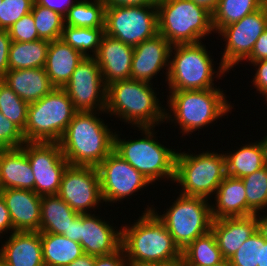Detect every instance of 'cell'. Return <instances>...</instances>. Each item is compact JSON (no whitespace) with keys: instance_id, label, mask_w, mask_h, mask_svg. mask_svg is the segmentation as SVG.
I'll list each match as a JSON object with an SVG mask.
<instances>
[{"instance_id":"6da1fadb","label":"cell","mask_w":267,"mask_h":266,"mask_svg":"<svg viewBox=\"0 0 267 266\" xmlns=\"http://www.w3.org/2000/svg\"><path fill=\"white\" fill-rule=\"evenodd\" d=\"M100 113L106 112L77 111L68 124L59 145L69 165L97 167L113 151L115 130Z\"/></svg>"},{"instance_id":"7a4b0ae2","label":"cell","mask_w":267,"mask_h":266,"mask_svg":"<svg viewBox=\"0 0 267 266\" xmlns=\"http://www.w3.org/2000/svg\"><path fill=\"white\" fill-rule=\"evenodd\" d=\"M153 83L122 80L107 86L106 114L134 127H156L165 122L163 108ZM156 124V125H155Z\"/></svg>"},{"instance_id":"3957f363","label":"cell","mask_w":267,"mask_h":266,"mask_svg":"<svg viewBox=\"0 0 267 266\" xmlns=\"http://www.w3.org/2000/svg\"><path fill=\"white\" fill-rule=\"evenodd\" d=\"M152 207L153 205H147L133 224L121 226V247L127 260L160 265L182 255V251L174 243L165 224L152 211Z\"/></svg>"},{"instance_id":"277c9868","label":"cell","mask_w":267,"mask_h":266,"mask_svg":"<svg viewBox=\"0 0 267 266\" xmlns=\"http://www.w3.org/2000/svg\"><path fill=\"white\" fill-rule=\"evenodd\" d=\"M223 91L225 90L219 87L206 90L168 91L171 95H167L169 110L165 109V122L177 123L183 136L192 135L194 131L208 127L233 109Z\"/></svg>"},{"instance_id":"5b68a950","label":"cell","mask_w":267,"mask_h":266,"mask_svg":"<svg viewBox=\"0 0 267 266\" xmlns=\"http://www.w3.org/2000/svg\"><path fill=\"white\" fill-rule=\"evenodd\" d=\"M207 50L202 42L178 44L171 47L166 81L169 91L217 88L216 85L213 86L214 78L221 79L229 71L222 62H219L218 69L215 71L214 59L209 56L211 53Z\"/></svg>"},{"instance_id":"8992f818","label":"cell","mask_w":267,"mask_h":266,"mask_svg":"<svg viewBox=\"0 0 267 266\" xmlns=\"http://www.w3.org/2000/svg\"><path fill=\"white\" fill-rule=\"evenodd\" d=\"M155 127H138L143 138L121 139L119 134H114L113 151L133 168L139 171L151 185L161 178L174 181L176 155L175 149H170L154 136Z\"/></svg>"},{"instance_id":"52a82bcc","label":"cell","mask_w":267,"mask_h":266,"mask_svg":"<svg viewBox=\"0 0 267 266\" xmlns=\"http://www.w3.org/2000/svg\"><path fill=\"white\" fill-rule=\"evenodd\" d=\"M158 33L172 46L203 42L215 33L212 13L192 0H158Z\"/></svg>"},{"instance_id":"ba28073f","label":"cell","mask_w":267,"mask_h":266,"mask_svg":"<svg viewBox=\"0 0 267 266\" xmlns=\"http://www.w3.org/2000/svg\"><path fill=\"white\" fill-rule=\"evenodd\" d=\"M73 103L62 88H54L28 105L23 133L26 142H59L74 114Z\"/></svg>"},{"instance_id":"9c48e42d","label":"cell","mask_w":267,"mask_h":266,"mask_svg":"<svg viewBox=\"0 0 267 266\" xmlns=\"http://www.w3.org/2000/svg\"><path fill=\"white\" fill-rule=\"evenodd\" d=\"M226 176L225 155L203 151L198 154L178 152L174 182L181 185L180 194L201 196L209 200Z\"/></svg>"},{"instance_id":"30bf717a","label":"cell","mask_w":267,"mask_h":266,"mask_svg":"<svg viewBox=\"0 0 267 266\" xmlns=\"http://www.w3.org/2000/svg\"><path fill=\"white\" fill-rule=\"evenodd\" d=\"M211 200L201 196H179L172 205L158 214L156 208L152 211L165 224L174 243L182 251L196 238L211 230L213 221L211 215Z\"/></svg>"},{"instance_id":"8fae6325","label":"cell","mask_w":267,"mask_h":266,"mask_svg":"<svg viewBox=\"0 0 267 266\" xmlns=\"http://www.w3.org/2000/svg\"><path fill=\"white\" fill-rule=\"evenodd\" d=\"M104 32L135 47L158 34L157 5L107 6Z\"/></svg>"},{"instance_id":"7c38bea8","label":"cell","mask_w":267,"mask_h":266,"mask_svg":"<svg viewBox=\"0 0 267 266\" xmlns=\"http://www.w3.org/2000/svg\"><path fill=\"white\" fill-rule=\"evenodd\" d=\"M266 27L267 4L218 32V36H222L223 41H226L220 62L228 71L233 70V67L251 54L254 44Z\"/></svg>"},{"instance_id":"4fadbf2b","label":"cell","mask_w":267,"mask_h":266,"mask_svg":"<svg viewBox=\"0 0 267 266\" xmlns=\"http://www.w3.org/2000/svg\"><path fill=\"white\" fill-rule=\"evenodd\" d=\"M22 148L35 176V193L57 195L63 173L69 165L59 142H25Z\"/></svg>"},{"instance_id":"5bb4252c","label":"cell","mask_w":267,"mask_h":266,"mask_svg":"<svg viewBox=\"0 0 267 266\" xmlns=\"http://www.w3.org/2000/svg\"><path fill=\"white\" fill-rule=\"evenodd\" d=\"M76 111H105L107 87L96 58L84 57L62 88Z\"/></svg>"},{"instance_id":"9a60e30c","label":"cell","mask_w":267,"mask_h":266,"mask_svg":"<svg viewBox=\"0 0 267 266\" xmlns=\"http://www.w3.org/2000/svg\"><path fill=\"white\" fill-rule=\"evenodd\" d=\"M103 202H122L151 184L139 171L112 151L97 167ZM125 198V199H124ZM108 202V203H106Z\"/></svg>"},{"instance_id":"2e32d148","label":"cell","mask_w":267,"mask_h":266,"mask_svg":"<svg viewBox=\"0 0 267 266\" xmlns=\"http://www.w3.org/2000/svg\"><path fill=\"white\" fill-rule=\"evenodd\" d=\"M57 195L79 214L91 213V209L94 211L103 203L97 168L68 165Z\"/></svg>"},{"instance_id":"e0dca14e","label":"cell","mask_w":267,"mask_h":266,"mask_svg":"<svg viewBox=\"0 0 267 266\" xmlns=\"http://www.w3.org/2000/svg\"><path fill=\"white\" fill-rule=\"evenodd\" d=\"M171 47L172 45L159 33L136 45L132 58L131 79L152 83L153 77L156 78L164 68L166 82Z\"/></svg>"},{"instance_id":"ac0fdd59","label":"cell","mask_w":267,"mask_h":266,"mask_svg":"<svg viewBox=\"0 0 267 266\" xmlns=\"http://www.w3.org/2000/svg\"><path fill=\"white\" fill-rule=\"evenodd\" d=\"M100 217L91 213L80 214V244L85 254L105 256L121 248L122 230Z\"/></svg>"},{"instance_id":"d6986e66","label":"cell","mask_w":267,"mask_h":266,"mask_svg":"<svg viewBox=\"0 0 267 266\" xmlns=\"http://www.w3.org/2000/svg\"><path fill=\"white\" fill-rule=\"evenodd\" d=\"M134 47L120 40L103 35L96 58L105 86L131 79Z\"/></svg>"},{"instance_id":"ffe728a7","label":"cell","mask_w":267,"mask_h":266,"mask_svg":"<svg viewBox=\"0 0 267 266\" xmlns=\"http://www.w3.org/2000/svg\"><path fill=\"white\" fill-rule=\"evenodd\" d=\"M0 247L4 266H45L39 231H15Z\"/></svg>"},{"instance_id":"44dd1931","label":"cell","mask_w":267,"mask_h":266,"mask_svg":"<svg viewBox=\"0 0 267 266\" xmlns=\"http://www.w3.org/2000/svg\"><path fill=\"white\" fill-rule=\"evenodd\" d=\"M15 231H39L41 197L34 191L7 188L0 190Z\"/></svg>"},{"instance_id":"7402d4cb","label":"cell","mask_w":267,"mask_h":266,"mask_svg":"<svg viewBox=\"0 0 267 266\" xmlns=\"http://www.w3.org/2000/svg\"><path fill=\"white\" fill-rule=\"evenodd\" d=\"M256 230V214L246 217H225L213 220L211 224V231L225 259L235 254Z\"/></svg>"},{"instance_id":"603a6c76","label":"cell","mask_w":267,"mask_h":266,"mask_svg":"<svg viewBox=\"0 0 267 266\" xmlns=\"http://www.w3.org/2000/svg\"><path fill=\"white\" fill-rule=\"evenodd\" d=\"M7 188L35 192V176L22 147L0 150V190Z\"/></svg>"},{"instance_id":"cb8c5ba5","label":"cell","mask_w":267,"mask_h":266,"mask_svg":"<svg viewBox=\"0 0 267 266\" xmlns=\"http://www.w3.org/2000/svg\"><path fill=\"white\" fill-rule=\"evenodd\" d=\"M215 194V204H211L213 220L248 216L246 191L241 178L226 175Z\"/></svg>"},{"instance_id":"d4e9b609","label":"cell","mask_w":267,"mask_h":266,"mask_svg":"<svg viewBox=\"0 0 267 266\" xmlns=\"http://www.w3.org/2000/svg\"><path fill=\"white\" fill-rule=\"evenodd\" d=\"M84 56L62 39L50 41L44 69L55 88H63Z\"/></svg>"},{"instance_id":"484cf974","label":"cell","mask_w":267,"mask_h":266,"mask_svg":"<svg viewBox=\"0 0 267 266\" xmlns=\"http://www.w3.org/2000/svg\"><path fill=\"white\" fill-rule=\"evenodd\" d=\"M2 81L28 104L38 101L55 88L44 68L9 70Z\"/></svg>"},{"instance_id":"4316f807","label":"cell","mask_w":267,"mask_h":266,"mask_svg":"<svg viewBox=\"0 0 267 266\" xmlns=\"http://www.w3.org/2000/svg\"><path fill=\"white\" fill-rule=\"evenodd\" d=\"M242 145L240 148L233 150L234 152L227 151V153H224L227 176L243 178L267 165L266 151L262 139Z\"/></svg>"},{"instance_id":"83f0119b","label":"cell","mask_w":267,"mask_h":266,"mask_svg":"<svg viewBox=\"0 0 267 266\" xmlns=\"http://www.w3.org/2000/svg\"><path fill=\"white\" fill-rule=\"evenodd\" d=\"M79 215L58 195L41 197L39 232L63 235L71 222Z\"/></svg>"},{"instance_id":"f1b7e54d","label":"cell","mask_w":267,"mask_h":266,"mask_svg":"<svg viewBox=\"0 0 267 266\" xmlns=\"http://www.w3.org/2000/svg\"><path fill=\"white\" fill-rule=\"evenodd\" d=\"M45 266H66L84 254L80 243L66 236L40 232Z\"/></svg>"},{"instance_id":"f546056e","label":"cell","mask_w":267,"mask_h":266,"mask_svg":"<svg viewBox=\"0 0 267 266\" xmlns=\"http://www.w3.org/2000/svg\"><path fill=\"white\" fill-rule=\"evenodd\" d=\"M50 41L38 39L32 42L12 41L9 50V70L44 68Z\"/></svg>"},{"instance_id":"4dcf8cb0","label":"cell","mask_w":267,"mask_h":266,"mask_svg":"<svg viewBox=\"0 0 267 266\" xmlns=\"http://www.w3.org/2000/svg\"><path fill=\"white\" fill-rule=\"evenodd\" d=\"M105 8L102 0H79L64 17V25L82 28L105 27Z\"/></svg>"},{"instance_id":"1f68e13d","label":"cell","mask_w":267,"mask_h":266,"mask_svg":"<svg viewBox=\"0 0 267 266\" xmlns=\"http://www.w3.org/2000/svg\"><path fill=\"white\" fill-rule=\"evenodd\" d=\"M265 3L262 0H219L212 13V24L215 33L223 27L241 20L244 16L261 9Z\"/></svg>"},{"instance_id":"d6a6232c","label":"cell","mask_w":267,"mask_h":266,"mask_svg":"<svg viewBox=\"0 0 267 266\" xmlns=\"http://www.w3.org/2000/svg\"><path fill=\"white\" fill-rule=\"evenodd\" d=\"M182 256L189 266H211L224 259L211 230L183 249Z\"/></svg>"},{"instance_id":"836d02e7","label":"cell","mask_w":267,"mask_h":266,"mask_svg":"<svg viewBox=\"0 0 267 266\" xmlns=\"http://www.w3.org/2000/svg\"><path fill=\"white\" fill-rule=\"evenodd\" d=\"M105 27L82 28L64 25L61 39L84 57H94L99 49ZM92 52V54L90 53Z\"/></svg>"},{"instance_id":"e575fe53","label":"cell","mask_w":267,"mask_h":266,"mask_svg":"<svg viewBox=\"0 0 267 266\" xmlns=\"http://www.w3.org/2000/svg\"><path fill=\"white\" fill-rule=\"evenodd\" d=\"M241 179L246 191L248 216L265 212L264 210H267V165Z\"/></svg>"},{"instance_id":"d590c367","label":"cell","mask_w":267,"mask_h":266,"mask_svg":"<svg viewBox=\"0 0 267 266\" xmlns=\"http://www.w3.org/2000/svg\"><path fill=\"white\" fill-rule=\"evenodd\" d=\"M28 105L0 80V112L22 132L27 123Z\"/></svg>"},{"instance_id":"8d00e7d4","label":"cell","mask_w":267,"mask_h":266,"mask_svg":"<svg viewBox=\"0 0 267 266\" xmlns=\"http://www.w3.org/2000/svg\"><path fill=\"white\" fill-rule=\"evenodd\" d=\"M31 13L41 39L54 41L61 39L64 17L44 6L33 3Z\"/></svg>"},{"instance_id":"74e56055","label":"cell","mask_w":267,"mask_h":266,"mask_svg":"<svg viewBox=\"0 0 267 266\" xmlns=\"http://www.w3.org/2000/svg\"><path fill=\"white\" fill-rule=\"evenodd\" d=\"M261 233L256 230L233 254L229 261L231 266L260 265Z\"/></svg>"},{"instance_id":"f35d334b","label":"cell","mask_w":267,"mask_h":266,"mask_svg":"<svg viewBox=\"0 0 267 266\" xmlns=\"http://www.w3.org/2000/svg\"><path fill=\"white\" fill-rule=\"evenodd\" d=\"M34 0H2L0 30H8L21 17L31 12Z\"/></svg>"},{"instance_id":"ab89813d","label":"cell","mask_w":267,"mask_h":266,"mask_svg":"<svg viewBox=\"0 0 267 266\" xmlns=\"http://www.w3.org/2000/svg\"><path fill=\"white\" fill-rule=\"evenodd\" d=\"M7 31L12 41L32 42L41 39L31 12L21 17Z\"/></svg>"},{"instance_id":"60d3db41","label":"cell","mask_w":267,"mask_h":266,"mask_svg":"<svg viewBox=\"0 0 267 266\" xmlns=\"http://www.w3.org/2000/svg\"><path fill=\"white\" fill-rule=\"evenodd\" d=\"M25 142L22 131L0 112V150L19 148Z\"/></svg>"},{"instance_id":"b9f144b4","label":"cell","mask_w":267,"mask_h":266,"mask_svg":"<svg viewBox=\"0 0 267 266\" xmlns=\"http://www.w3.org/2000/svg\"><path fill=\"white\" fill-rule=\"evenodd\" d=\"M256 68L255 76H253V85L256 91H259L260 95L267 96V59L258 60L255 62H251ZM256 66V67H255Z\"/></svg>"},{"instance_id":"7bdbcfd3","label":"cell","mask_w":267,"mask_h":266,"mask_svg":"<svg viewBox=\"0 0 267 266\" xmlns=\"http://www.w3.org/2000/svg\"><path fill=\"white\" fill-rule=\"evenodd\" d=\"M11 42L8 31L0 30V80H3L9 71L8 57Z\"/></svg>"},{"instance_id":"ee69618b","label":"cell","mask_w":267,"mask_h":266,"mask_svg":"<svg viewBox=\"0 0 267 266\" xmlns=\"http://www.w3.org/2000/svg\"><path fill=\"white\" fill-rule=\"evenodd\" d=\"M79 0H34V3L49 8L65 17Z\"/></svg>"},{"instance_id":"f6af8a7d","label":"cell","mask_w":267,"mask_h":266,"mask_svg":"<svg viewBox=\"0 0 267 266\" xmlns=\"http://www.w3.org/2000/svg\"><path fill=\"white\" fill-rule=\"evenodd\" d=\"M126 256L123 248L121 247L118 251L105 255L96 256L94 266H126Z\"/></svg>"},{"instance_id":"bcb514c9","label":"cell","mask_w":267,"mask_h":266,"mask_svg":"<svg viewBox=\"0 0 267 266\" xmlns=\"http://www.w3.org/2000/svg\"><path fill=\"white\" fill-rule=\"evenodd\" d=\"M262 59H267V27L254 44L251 54L245 60L250 65L251 62Z\"/></svg>"},{"instance_id":"7dc6e473","label":"cell","mask_w":267,"mask_h":266,"mask_svg":"<svg viewBox=\"0 0 267 266\" xmlns=\"http://www.w3.org/2000/svg\"><path fill=\"white\" fill-rule=\"evenodd\" d=\"M8 231L12 234L14 232V228L6 202L0 194V236L8 234Z\"/></svg>"},{"instance_id":"c3c4849f","label":"cell","mask_w":267,"mask_h":266,"mask_svg":"<svg viewBox=\"0 0 267 266\" xmlns=\"http://www.w3.org/2000/svg\"><path fill=\"white\" fill-rule=\"evenodd\" d=\"M107 6H144L157 5L158 0H102Z\"/></svg>"},{"instance_id":"681fc988","label":"cell","mask_w":267,"mask_h":266,"mask_svg":"<svg viewBox=\"0 0 267 266\" xmlns=\"http://www.w3.org/2000/svg\"><path fill=\"white\" fill-rule=\"evenodd\" d=\"M63 236L80 243V214L71 222L68 232H64Z\"/></svg>"},{"instance_id":"f907efd6","label":"cell","mask_w":267,"mask_h":266,"mask_svg":"<svg viewBox=\"0 0 267 266\" xmlns=\"http://www.w3.org/2000/svg\"><path fill=\"white\" fill-rule=\"evenodd\" d=\"M95 257L84 253L66 266H94Z\"/></svg>"},{"instance_id":"816d5d0a","label":"cell","mask_w":267,"mask_h":266,"mask_svg":"<svg viewBox=\"0 0 267 266\" xmlns=\"http://www.w3.org/2000/svg\"><path fill=\"white\" fill-rule=\"evenodd\" d=\"M256 219H257V230L267 240V213L264 215H262L261 213H257Z\"/></svg>"},{"instance_id":"f5cc1de1","label":"cell","mask_w":267,"mask_h":266,"mask_svg":"<svg viewBox=\"0 0 267 266\" xmlns=\"http://www.w3.org/2000/svg\"><path fill=\"white\" fill-rule=\"evenodd\" d=\"M196 5L202 6L213 13L219 4V0H192Z\"/></svg>"},{"instance_id":"db71d44e","label":"cell","mask_w":267,"mask_h":266,"mask_svg":"<svg viewBox=\"0 0 267 266\" xmlns=\"http://www.w3.org/2000/svg\"><path fill=\"white\" fill-rule=\"evenodd\" d=\"M257 266H267V240L261 234V255H260V265Z\"/></svg>"},{"instance_id":"11a10c76","label":"cell","mask_w":267,"mask_h":266,"mask_svg":"<svg viewBox=\"0 0 267 266\" xmlns=\"http://www.w3.org/2000/svg\"><path fill=\"white\" fill-rule=\"evenodd\" d=\"M160 266H189V265L187 263V260L181 255L177 259L160 264Z\"/></svg>"},{"instance_id":"9f6ffc18","label":"cell","mask_w":267,"mask_h":266,"mask_svg":"<svg viewBox=\"0 0 267 266\" xmlns=\"http://www.w3.org/2000/svg\"><path fill=\"white\" fill-rule=\"evenodd\" d=\"M126 266H160L159 264L155 263H148V262H138L134 260H127Z\"/></svg>"},{"instance_id":"6f0895ef","label":"cell","mask_w":267,"mask_h":266,"mask_svg":"<svg viewBox=\"0 0 267 266\" xmlns=\"http://www.w3.org/2000/svg\"><path fill=\"white\" fill-rule=\"evenodd\" d=\"M211 266H231V263L229 261V259H223L221 260L220 262L216 263V264H213Z\"/></svg>"},{"instance_id":"680465c9","label":"cell","mask_w":267,"mask_h":266,"mask_svg":"<svg viewBox=\"0 0 267 266\" xmlns=\"http://www.w3.org/2000/svg\"><path fill=\"white\" fill-rule=\"evenodd\" d=\"M263 140V143H264V146H265V151H266V164H267V133H266V136H264L262 138Z\"/></svg>"}]
</instances>
